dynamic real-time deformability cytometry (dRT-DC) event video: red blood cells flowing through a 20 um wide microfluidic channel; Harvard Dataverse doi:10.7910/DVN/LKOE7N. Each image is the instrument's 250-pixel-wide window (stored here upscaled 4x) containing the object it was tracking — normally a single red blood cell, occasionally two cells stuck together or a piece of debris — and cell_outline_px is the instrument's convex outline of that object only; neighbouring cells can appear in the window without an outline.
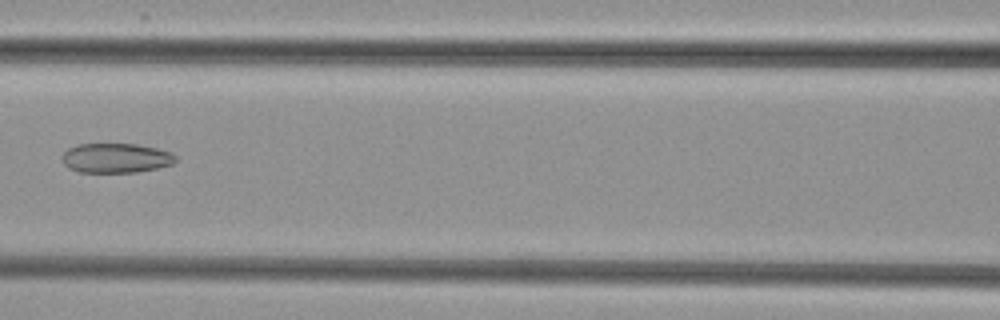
{"species": "common noctule bat (a hibernating species)", "species_latin": "Nyctalus noctula", "temperature_condition": "cold", "stored_images_in_passage": 7, "camera_frame_rate_fps": 3000, "um_per_image_px": 0.085, "animal": {"sex": "female", "body_mass_g": 29.2, "forearm_length_mm": 56.3}, "frame": {"image": 1, "passage_image": 7, "time_ms": 7.0, "image_size_px": [1000, 320], "cell_outline_px": [[176, 160], [172, 164], [156, 168], [136, 172], [80, 172], [68, 168], [64, 164], [64, 152], [68, 148], [76, 144], [140, 144], [172, 152], [176, 156]], "centroid_in_image_um": [9.87, 13.42], "position_along_channel_um": 156.7, "area_um2": 19.54}}